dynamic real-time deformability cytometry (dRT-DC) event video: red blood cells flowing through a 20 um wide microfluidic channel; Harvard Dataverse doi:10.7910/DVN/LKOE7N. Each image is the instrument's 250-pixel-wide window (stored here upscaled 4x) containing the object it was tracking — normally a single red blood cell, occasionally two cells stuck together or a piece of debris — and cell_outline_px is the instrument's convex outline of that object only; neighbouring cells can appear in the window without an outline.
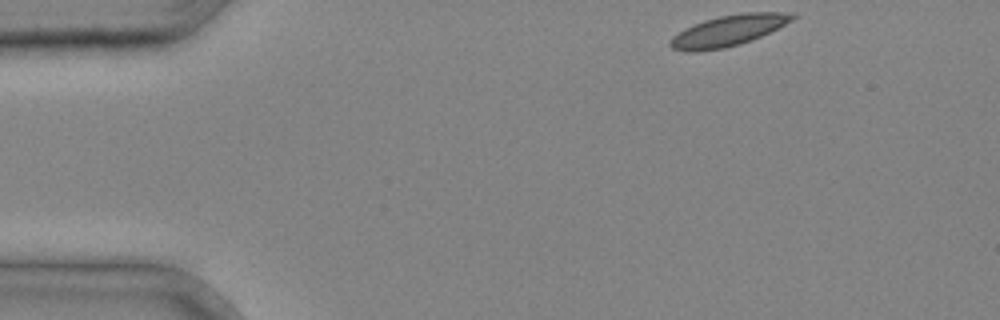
{"species": "common noctule bat (a hibernating species)", "species_latin": "Nyctalus noctula", "temperature_condition": "cold", "stored_images_in_passage": 29, "camera_frame_rate_fps": 3000, "um_per_image_px": 0.085, "animal": {"sex": "male", "body_mass_g": 20.4}, "frame": {"image": 1, "passage_image": 1, "time_ms": 0.0, "image_size_px": [1000, 320], "cell_outline_px": [[796, 16], [792, 20], [752, 40], [740, 44], [724, 48], [696, 52], [684, 52], [672, 48], [668, 44], [668, 40], [672, 36], [684, 28], [704, 20], [720, 16], [744, 12], [792, 12]], "centroid_in_image_um": [61.84, 2.61], "position_along_channel_um": 23.2, "area_um2": 22.02}}
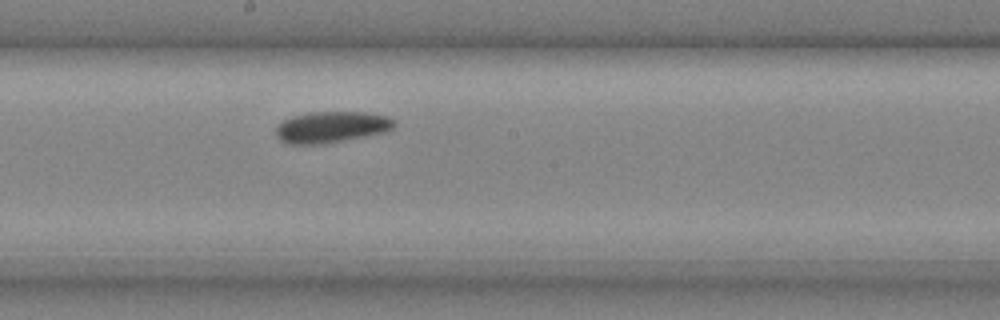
{"frame": {"image": 2, "passage_image": 17, "time_ms": 5.333, "image_size_px": [1000, 320], "cell_outline_px": [[396, 124], [388, 132], [324, 144], [288, 144], [280, 140], [276, 136], [276, 128], [284, 120], [292, 116], [308, 112], [364, 112], [388, 116], [396, 120]], "centroid_in_image_um": [28.21, 10.8], "position_along_channel_um": 220.0, "area_um2": 21.79}}
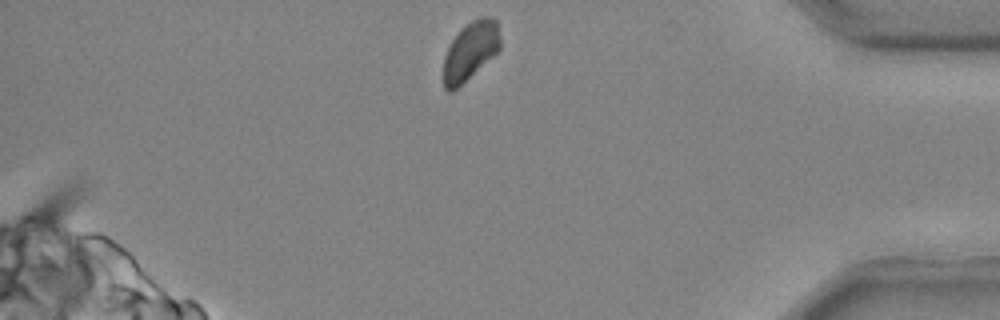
{"frame": {"image": 3, "passage_image": 29, "time_ms": 9.333, "image_size_px": [1000, 320], "cell_outline_px": [[500, 48], [492, 56], [452, 92], [448, 92], [444, 88], [444, 56], [452, 40], [460, 28], [464, 24], [480, 16], [492, 16], [496, 20], [500, 36]], "centroid_in_image_um": [39.97, 4.28], "position_along_channel_um": 395.2, "area_um2": 19.13}}